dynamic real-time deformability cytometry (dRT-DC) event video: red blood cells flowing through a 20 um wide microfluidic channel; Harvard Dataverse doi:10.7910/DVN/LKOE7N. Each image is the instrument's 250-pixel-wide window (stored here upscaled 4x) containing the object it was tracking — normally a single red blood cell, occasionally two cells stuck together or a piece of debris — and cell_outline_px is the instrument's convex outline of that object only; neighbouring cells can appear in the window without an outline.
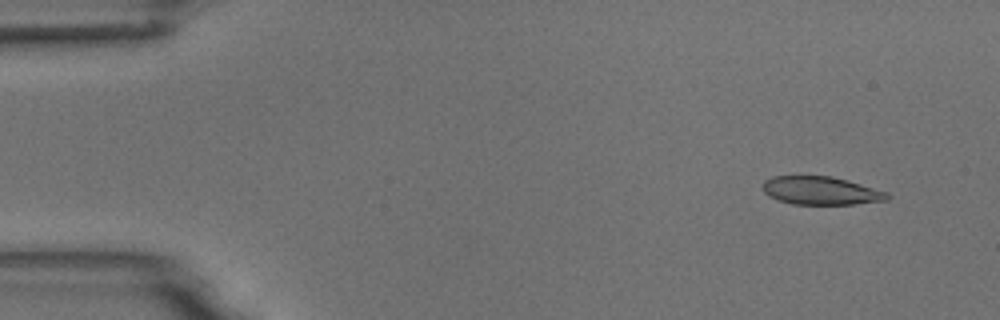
{"species": "common noctule bat (a hibernating species)", "species_latin": "Nyctalus noctula", "temperature_condition": "room temperature", "stored_images_in_passage": 6, "camera_frame_rate_fps": 3000, "um_per_image_px": 0.085, "animal": {"sex": "male", "body_mass_g": 18.8}, "frame": {"image": 1, "passage_image": 2, "time_ms": 1.0, "image_size_px": [1000, 320], "cell_outline_px": [[892, 196], [888, 200], [852, 204], [792, 204], [768, 196], [764, 192], [764, 180], [772, 176], [832, 176], [848, 180], [888, 192]], "centroid_in_image_um": [69.81, 16.2], "position_along_channel_um": 15.2, "area_um2": 20.46}}
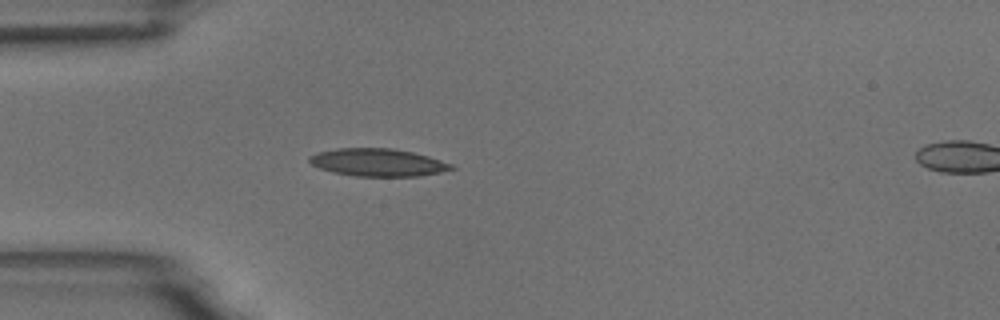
{"frame": {"image": 2, "passage_image": 5, "time_ms": 4.667, "image_size_px": [1000, 320], "cell_outline_px": [[456, 168], [440, 172], [420, 176], [356, 176], [332, 172], [320, 168], [312, 164], [308, 160], [308, 156], [316, 152], [336, 148], [392, 148], [412, 152], [428, 156], [452, 164]], "centroid_in_image_um": [32.09, 13.8], "position_along_channel_um": 52.9, "area_um2": 22.89}}